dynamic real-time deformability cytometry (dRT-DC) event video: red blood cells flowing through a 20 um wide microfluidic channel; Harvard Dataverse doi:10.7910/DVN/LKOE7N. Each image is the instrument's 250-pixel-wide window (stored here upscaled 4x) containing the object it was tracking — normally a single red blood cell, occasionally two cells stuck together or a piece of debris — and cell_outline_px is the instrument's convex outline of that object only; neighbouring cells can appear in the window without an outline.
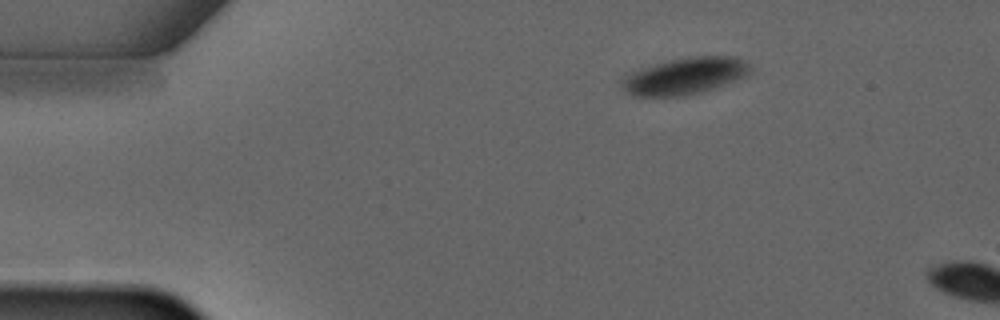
{"species": "common noctule bat (a hibernating species)", "species_latin": "Nyctalus noctula", "temperature_condition": "warm", "stored_images_in_passage": 3, "camera_frame_rate_fps": 3000, "um_per_image_px": 0.085, "animal": {"sex": "male", "forearm_length_mm": 52.5}, "frame": {"image": 1, "passage_image": 3, "time_ms": 2.333, "image_size_px": [1000, 320], "cell_outline_px": [[752, 68], [748, 76], [700, 92], [684, 96], [632, 96], [624, 92], [620, 84], [620, 80], [624, 76], [640, 68], [668, 60], [696, 56], [736, 56], [744, 60]], "centroid_in_image_um": [58.19, 6.46], "position_along_channel_um": 26.8, "area_um2": 27.63}}